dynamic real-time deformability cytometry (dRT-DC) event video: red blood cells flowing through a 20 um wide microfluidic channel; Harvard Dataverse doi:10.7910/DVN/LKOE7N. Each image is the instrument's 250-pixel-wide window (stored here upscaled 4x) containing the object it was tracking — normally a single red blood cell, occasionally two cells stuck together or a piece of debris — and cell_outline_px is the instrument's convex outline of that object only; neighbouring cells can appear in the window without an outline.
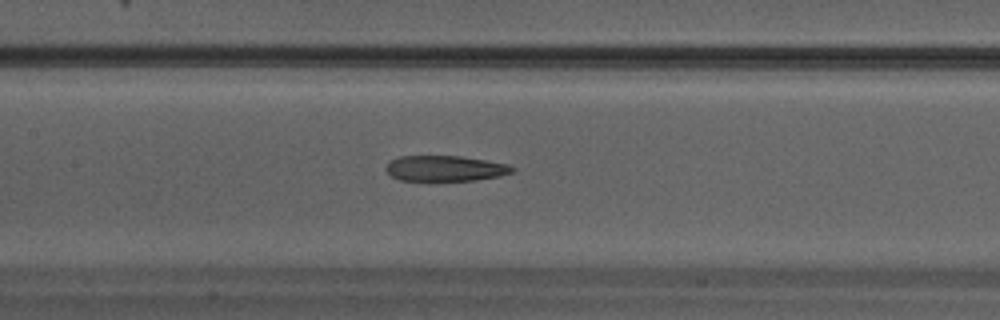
{"species": "Egyptian fruit bat (a non-hibernating species)", "species_latin": "Rousettus aegyptiacus", "temperature_condition": "warm", "stored_images_in_passage": 29, "camera_frame_rate_fps": 3000, "um_per_image_px": 0.085, "animal": {"sex": "male"}, "frame": {"image": 1, "passage_image": 16, "time_ms": 5.0, "image_size_px": [1000, 320], "cell_outline_px": [[516, 172], [500, 176], [476, 180], [400, 180], [392, 176], [384, 168], [388, 160], [400, 156], [460, 156], [508, 164], [516, 168]], "centroid_in_image_um": [37.85, 14.31], "position_along_channel_um": 169.6, "area_um2": 18.9}}